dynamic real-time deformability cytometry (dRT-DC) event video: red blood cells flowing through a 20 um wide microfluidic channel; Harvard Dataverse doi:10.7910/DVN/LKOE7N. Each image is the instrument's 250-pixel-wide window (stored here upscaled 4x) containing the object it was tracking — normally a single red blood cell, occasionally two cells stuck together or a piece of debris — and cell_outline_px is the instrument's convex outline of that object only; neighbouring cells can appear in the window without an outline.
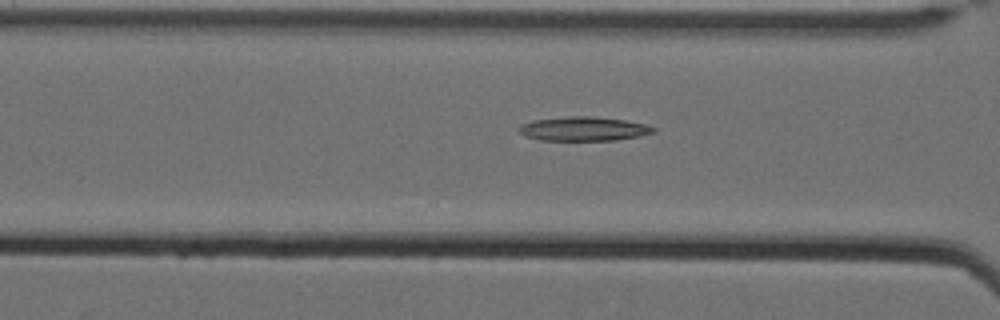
{"species": "Egyptian fruit bat (a non-hibernating species)", "species_latin": "Rousettus aegyptiacus", "temperature_condition": "cold", "stored_images_in_passage": 6, "camera_frame_rate_fps": 3000, "um_per_image_px": 0.085, "animal": {"sex": "female"}, "frame": {"image": 1, "passage_image": 4, "time_ms": 1.0, "image_size_px": [1000, 320], "cell_outline_px": [[656, 132], [640, 136], [616, 140], [540, 140], [524, 136], [516, 128], [520, 124], [532, 120], [564, 116], [592, 116], [624, 120], [648, 124], [656, 128]], "centroid_in_image_um": [49.59, 10.94], "position_along_channel_um": 117.0, "area_um2": 19.19}}